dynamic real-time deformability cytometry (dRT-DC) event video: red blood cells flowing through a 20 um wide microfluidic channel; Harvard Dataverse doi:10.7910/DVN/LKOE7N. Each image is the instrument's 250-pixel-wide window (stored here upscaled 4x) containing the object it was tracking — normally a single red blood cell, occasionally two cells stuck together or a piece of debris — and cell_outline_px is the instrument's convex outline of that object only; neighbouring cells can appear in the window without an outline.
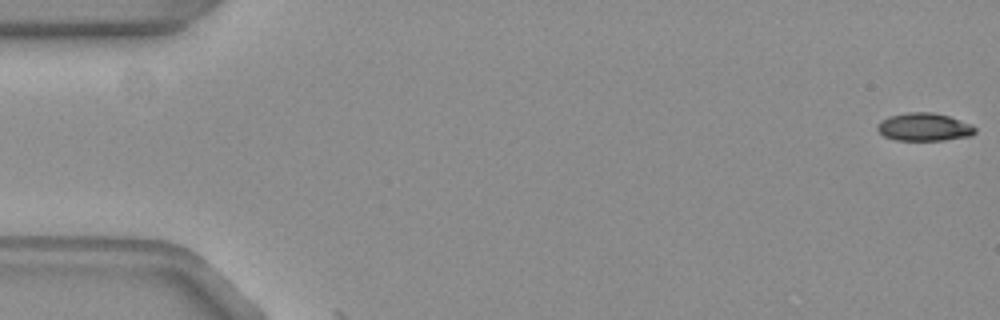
{"species": "common noctule bat (a hibernating species)", "species_latin": "Nyctalus noctula", "temperature_condition": "warm", "stored_images_in_passage": 3, "camera_frame_rate_fps": 3000, "um_per_image_px": 0.085, "animal": {"sex": "female", "body_mass_g": 19.3, "forearm_length_mm": 54.1}, "frame": {"image": 1, "passage_image": 1, "time_ms": 0.0, "image_size_px": [1000, 320], "cell_outline_px": [[976, 132], [972, 136], [944, 140], [896, 140], [884, 136], [876, 128], [880, 120], [888, 116], [908, 112], [932, 112], [948, 116], [972, 124], [976, 128]], "centroid_in_image_um": [78.56, 10.79], "position_along_channel_um": 6.4, "area_um2": 16.01}}